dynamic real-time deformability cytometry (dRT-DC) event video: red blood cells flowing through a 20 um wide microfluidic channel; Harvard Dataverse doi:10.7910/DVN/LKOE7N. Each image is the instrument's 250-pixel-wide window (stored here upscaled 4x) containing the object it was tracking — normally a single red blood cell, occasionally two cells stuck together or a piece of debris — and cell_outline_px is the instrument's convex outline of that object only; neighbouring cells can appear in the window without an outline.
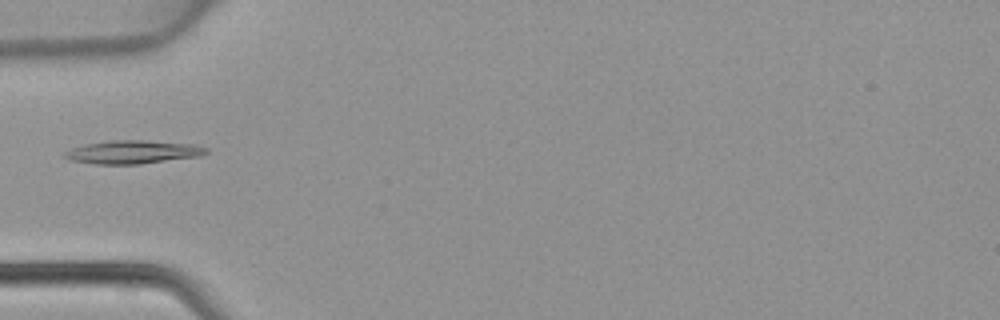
{"species": "common noctule bat (a hibernating species)", "species_latin": "Nyctalus noctula", "temperature_condition": "warm", "stored_images_in_passage": 5, "camera_frame_rate_fps": 3000, "um_per_image_px": 0.085, "animal": {"sex": "female", "body_mass_g": 22.7, "forearm_length_mm": 54.2}, "frame": {"image": 1, "passage_image": 4, "time_ms": 1.0, "image_size_px": [1000, 320], "cell_outline_px": [[208, 152], [204, 156], [140, 164], [96, 164], [72, 160], [64, 156], [64, 152], [72, 148], [84, 144], [108, 140], [144, 140], [196, 144], [208, 148]], "centroid_in_image_um": [11.36, 12.92], "position_along_channel_um": 73.6, "area_um2": 19.42}}
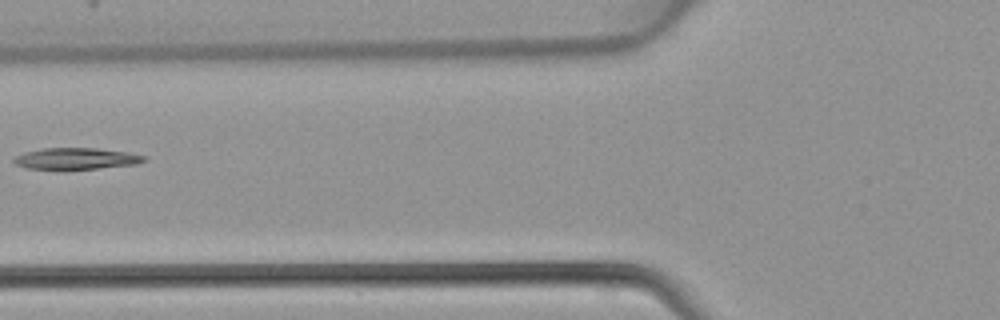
{"frame": {"image": 2, "passage_image": 5, "time_ms": 1.333, "image_size_px": [1000, 320], "cell_outline_px": [[148, 160], [136, 164], [64, 172], [24, 168], [16, 164], [12, 160], [16, 156], [24, 152], [40, 148], [96, 148], [128, 152], [144, 156]], "centroid_in_image_um": [6.4, 13.52], "position_along_channel_um": 119.4, "area_um2": 17.11}}